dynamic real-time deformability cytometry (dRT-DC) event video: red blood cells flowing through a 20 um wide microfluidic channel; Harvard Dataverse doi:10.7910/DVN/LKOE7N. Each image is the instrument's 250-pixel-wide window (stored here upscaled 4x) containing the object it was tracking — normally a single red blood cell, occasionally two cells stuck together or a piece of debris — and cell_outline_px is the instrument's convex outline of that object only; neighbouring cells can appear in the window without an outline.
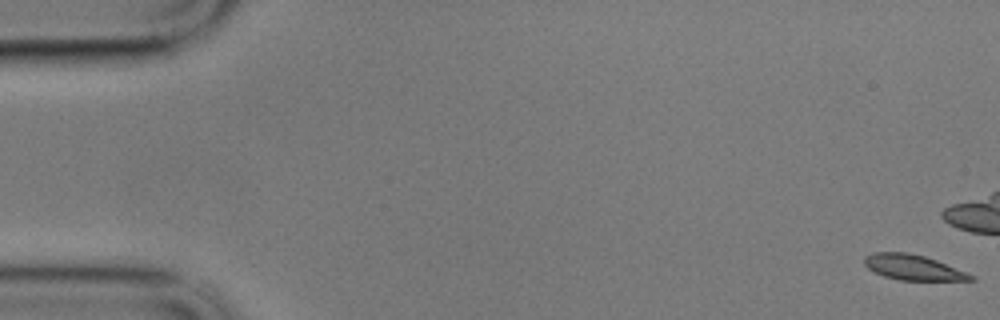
{"species": "common noctule bat (a hibernating species)", "species_latin": "Nyctalus noctula", "temperature_condition": "cold", "stored_images_in_passage": 17, "camera_frame_rate_fps": 3000, "um_per_image_px": 0.085, "animal": {"sex": "male", "body_mass_g": 17.9}, "frame": {"image": 1, "passage_image": 1, "time_ms": 0.0, "image_size_px": [1000, 320], "cell_outline_px": [[976, 280], [900, 280], [884, 276], [868, 268], [864, 264], [864, 256], [872, 252], [908, 252], [924, 256], [936, 260], [976, 276]], "centroid_in_image_um": [77.6, 22.72], "position_along_channel_um": 7.4, "area_um2": 15.61}}